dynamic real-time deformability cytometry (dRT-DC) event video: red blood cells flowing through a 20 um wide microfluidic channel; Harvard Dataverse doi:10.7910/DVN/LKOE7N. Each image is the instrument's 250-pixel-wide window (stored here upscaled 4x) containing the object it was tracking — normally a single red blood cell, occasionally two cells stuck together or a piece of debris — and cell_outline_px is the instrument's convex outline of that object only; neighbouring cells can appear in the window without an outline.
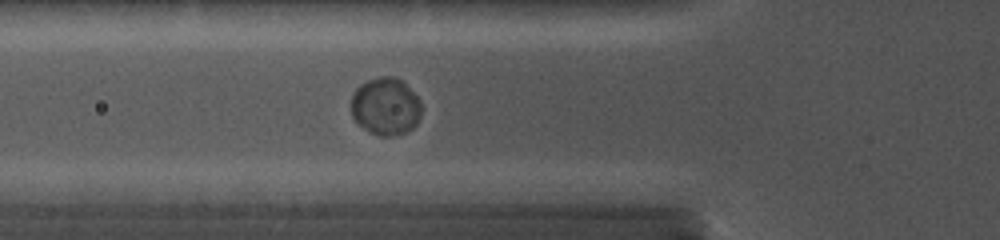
{"species": "common noctule bat (a hibernating species)", "species_latin": "Nyctalus noctula", "temperature_condition": "cold", "stored_images_in_passage": 18, "camera_frame_rate_fps": 5000, "um_per_image_px": 0.085, "animal": {"sex": "female", "body_mass_g": 19.0, "forearm_length_mm": 56.7}, "frame": {"image": 1, "passage_image": 2, "time_ms": 0.6, "image_size_px": [1000, 240], "cell_outline_px": [[420, 112], [416, 124], [408, 132], [392, 136], [380, 136], [368, 132], [352, 116], [352, 96], [356, 88], [360, 84], [368, 80], [380, 76], [392, 76], [400, 80], [416, 96], [420, 104]], "centroid_in_image_um": [32.75, 9.06], "position_along_channel_um": 93.0, "area_um2": 23.24}}
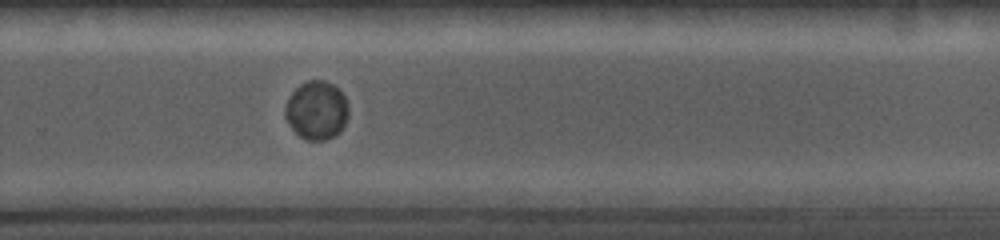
{"frame": {"image": 2, "passage_image": 10, "time_ms": 6.0, "image_size_px": [1000, 240], "cell_outline_px": [[348, 116], [340, 132], [324, 140], [308, 140], [300, 136], [288, 124], [284, 116], [284, 108], [292, 92], [300, 84], [308, 80], [324, 80], [340, 88], [348, 104]], "centroid_in_image_um": [26.91, 9.36], "position_along_channel_um": 302.9, "area_um2": 21.68}}
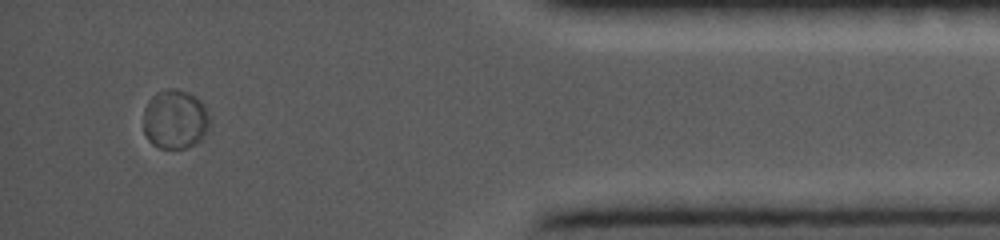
{"frame": {"image": 3, "passage_image": 16, "time_ms": 9.8, "image_size_px": [1000, 240], "cell_outline_px": [[208, 124], [200, 140], [184, 148], [160, 148], [152, 144], [148, 140], [144, 132], [144, 108], [148, 100], [156, 92], [168, 88], [176, 88], [188, 92], [200, 100], [208, 112]], "centroid_in_image_um": [14.83, 10.11], "position_along_channel_um": 420.4, "area_um2": 22.72}}